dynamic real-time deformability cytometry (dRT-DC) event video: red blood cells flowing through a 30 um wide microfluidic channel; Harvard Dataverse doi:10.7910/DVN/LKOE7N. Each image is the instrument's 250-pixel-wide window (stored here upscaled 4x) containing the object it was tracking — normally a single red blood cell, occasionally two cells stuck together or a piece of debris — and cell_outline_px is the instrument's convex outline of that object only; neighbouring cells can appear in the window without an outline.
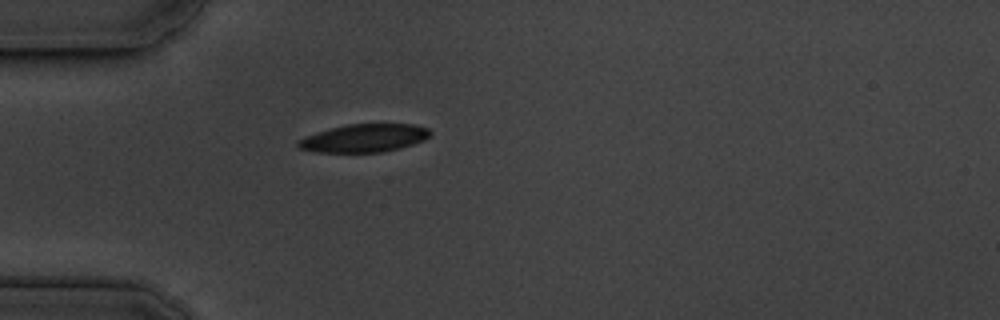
{"species": "common noctule bat (a hibernating species)", "species_latin": "Nyctalus noctula", "temperature_condition": "cold", "stored_images_in_passage": 40, "camera_frame_rate_fps": 3000, "um_per_image_px": 0.085, "animal": {"sex": "male", "body_mass_g": 19.5, "forearm_length_mm": 54.6}, "frame": {"image": 1, "passage_image": 1, "time_ms": 0.0, "image_size_px": [1000, 320], "cell_outline_px": [[432, 132], [424, 140], [400, 148], [384, 152], [316, 152], [300, 148], [296, 144], [296, 140], [332, 128], [348, 124], [412, 124], [428, 128]], "centroid_in_image_um": [30.98, 11.74], "position_along_channel_um": 54.0, "area_um2": 21.33}}
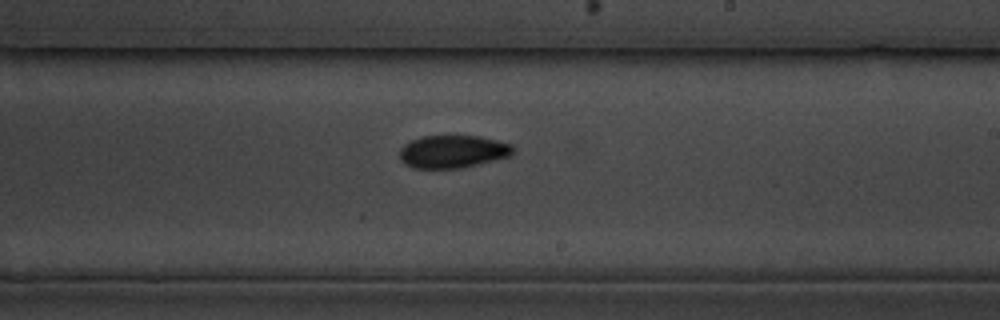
{"frame": {"image": 2, "passage_image": 18, "time_ms": 5.667, "image_size_px": [1000, 320], "cell_outline_px": [[516, 148], [512, 156], [460, 168], [412, 168], [404, 164], [400, 160], [400, 148], [404, 144], [420, 136], [480, 136], [512, 144]], "centroid_in_image_um": [38.5, 12.88], "position_along_channel_um": 250.5, "area_um2": 21.85}}
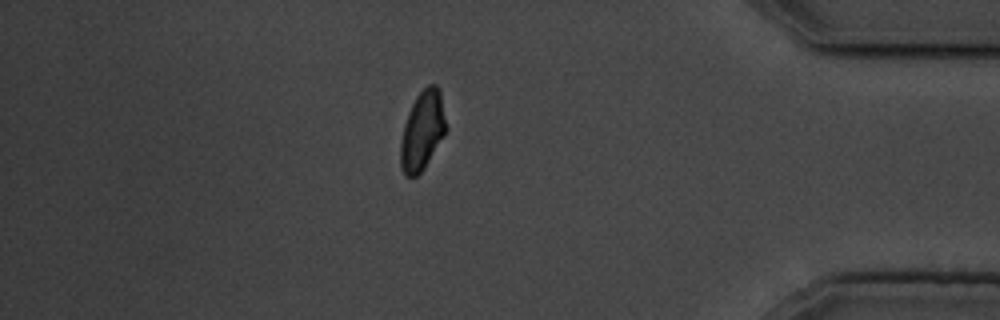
{"frame": {"image": 3, "passage_image": 33, "time_ms": 10.667, "image_size_px": [1000, 320], "cell_outline_px": [[448, 128], [444, 136], [424, 168], [416, 176], [404, 176], [400, 168], [400, 144], [404, 124], [412, 104], [416, 96], [428, 84], [436, 84], [440, 88]], "centroid_in_image_um": [35.92, 11.09], "position_along_channel_um": 399.3, "area_um2": 21.21}, "authors_computed_cell_mechanics": {"area_um2": 21.5016, "velocity_mm_per_s": 3.6327, "shape_relaxation_time_tau1_ms": 3.6992, "shape_relaxation_time_tau2_ms": 6.1919, "deformation_change_tau1": 0.1249, "deformation_change_tau2": 0.0981}}